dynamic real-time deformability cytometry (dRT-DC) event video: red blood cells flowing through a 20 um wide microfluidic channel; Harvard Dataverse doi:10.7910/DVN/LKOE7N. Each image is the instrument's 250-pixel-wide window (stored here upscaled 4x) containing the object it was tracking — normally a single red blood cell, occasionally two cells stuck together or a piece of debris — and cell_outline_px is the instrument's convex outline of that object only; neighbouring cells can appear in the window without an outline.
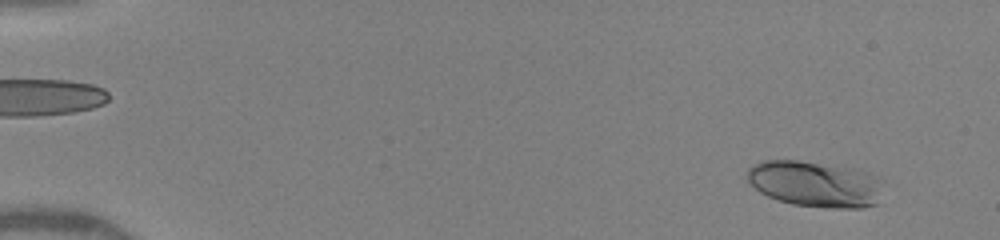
{"species": "human", "species_latin": "Homo sapiens", "temperature_condition": "warm", "stored_images_in_passage": 10, "camera_frame_rate_fps": 3000, "um_per_image_px": 0.085, "donor": {"sex": "female"}, "frame": {"image": 1, "passage_image": 1, "time_ms": 0.0, "image_size_px": [1000, 240], "cell_outline_px": [[876, 204], [860, 208], [832, 208], [792, 204], [768, 196], [760, 192], [748, 180], [748, 168], [752, 164], [760, 160], [796, 160], [844, 164], [860, 168], [876, 176]], "centroid_in_image_um": [69.22, 15.59], "position_along_channel_um": 15.8, "area_um2": 36.41}}
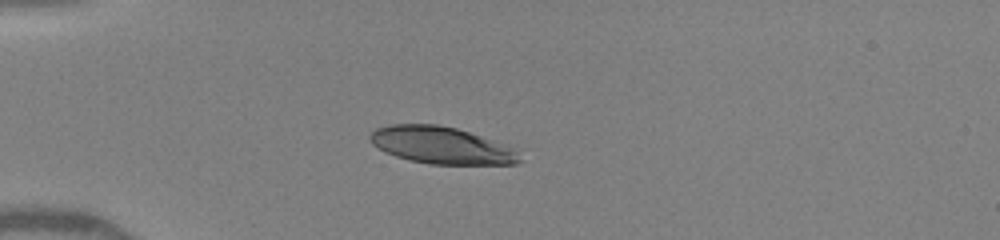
{"frame": {"image": 2, "passage_image": 6, "time_ms": 3.333, "image_size_px": [1000, 240], "cell_outline_px": [[520, 160], [516, 164], [428, 164], [408, 160], [396, 156], [372, 144], [368, 140], [368, 136], [376, 128], [392, 124], [436, 124], [456, 128], [508, 144], [520, 148]], "centroid_in_image_um": [37.58, 12.35], "position_along_channel_um": 47.4, "area_um2": 32.6}}
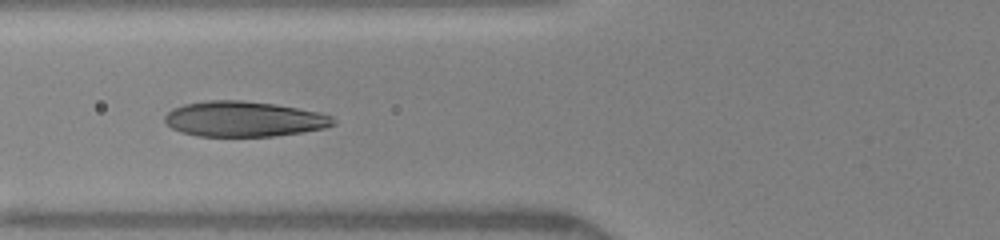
{"frame": {"image": 3, "passage_image": 9, "time_ms": 5.333, "image_size_px": [1000, 240], "cell_outline_px": [[336, 124], [324, 128], [276, 136], [196, 136], [180, 132], [172, 128], [164, 120], [164, 116], [172, 108], [184, 104], [208, 100], [240, 100], [276, 104], [320, 112], [332, 116], [336, 120]], "centroid_in_image_um": [20.73, 10.11], "position_along_channel_um": 105.1, "area_um2": 34.85}}